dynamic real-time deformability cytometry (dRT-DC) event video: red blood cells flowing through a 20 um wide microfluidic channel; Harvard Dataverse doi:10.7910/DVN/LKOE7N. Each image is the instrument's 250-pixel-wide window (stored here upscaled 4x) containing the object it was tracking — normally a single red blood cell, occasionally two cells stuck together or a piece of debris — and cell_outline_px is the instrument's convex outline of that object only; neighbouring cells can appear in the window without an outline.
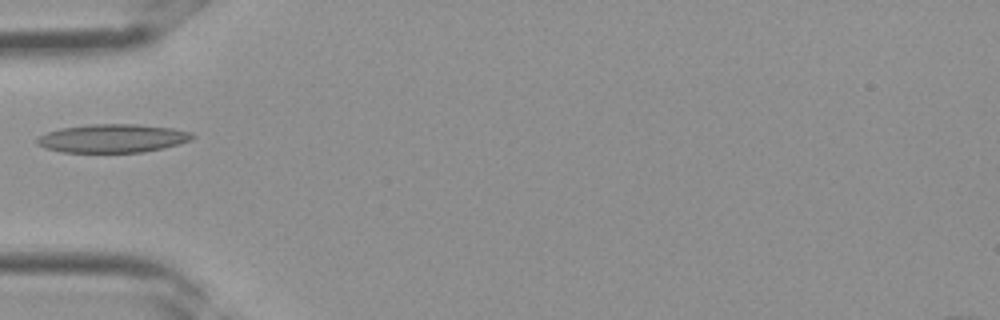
{"species": "Egyptian fruit bat (a non-hibernating species)", "species_latin": "Rousettus aegyptiacus", "temperature_condition": "room temperature", "stored_images_in_passage": 3, "camera_frame_rate_fps": 3000, "um_per_image_px": 0.085, "frame": {"image": 1, "passage_image": 3, "time_ms": 0.667, "image_size_px": [1000, 320], "cell_outline_px": [[196, 136], [192, 140], [164, 148], [144, 152], [60, 152], [44, 148], [36, 144], [36, 140], [40, 136], [48, 132], [60, 128], [92, 124], [136, 124], [172, 128], [192, 132]], "centroid_in_image_um": [9.59, 11.76], "position_along_channel_um": 75.4, "area_um2": 25.84}}